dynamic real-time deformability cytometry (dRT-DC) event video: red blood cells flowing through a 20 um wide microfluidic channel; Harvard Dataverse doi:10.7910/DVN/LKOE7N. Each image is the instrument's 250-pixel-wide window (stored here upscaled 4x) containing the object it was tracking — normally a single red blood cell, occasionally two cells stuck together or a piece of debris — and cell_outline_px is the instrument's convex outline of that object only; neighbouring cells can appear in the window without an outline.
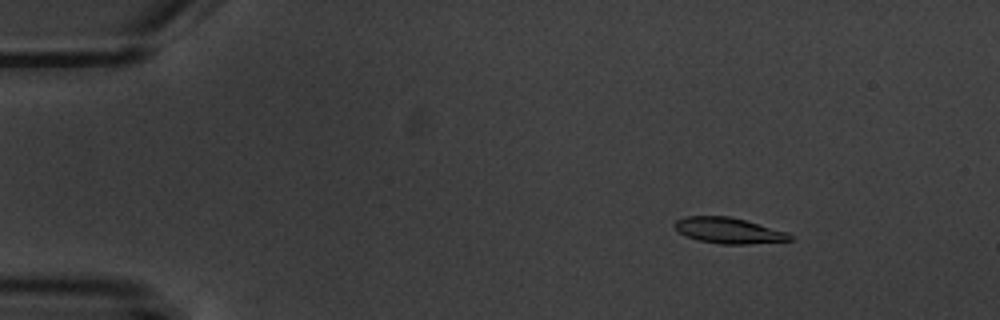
{"species": "common noctule bat (a hibernating species)", "species_latin": "Nyctalus noctula", "temperature_condition": "warm", "stored_images_in_passage": 7, "camera_frame_rate_fps": 3000, "um_per_image_px": 0.085, "animal": {"sex": "male", "body_mass_g": 20.1, "forearm_length_mm": 53.5}, "frame": {"image": 1, "passage_image": 3, "time_ms": 2.667, "image_size_px": [1000, 320], "cell_outline_px": [[792, 240], [748, 244], [720, 244], [700, 240], [688, 236], [680, 232], [672, 224], [676, 220], [684, 216], [728, 216], [744, 220], [788, 232], [792, 236]], "centroid_in_image_um": [61.93, 19.59], "position_along_channel_um": 23.1, "area_um2": 17.11}}
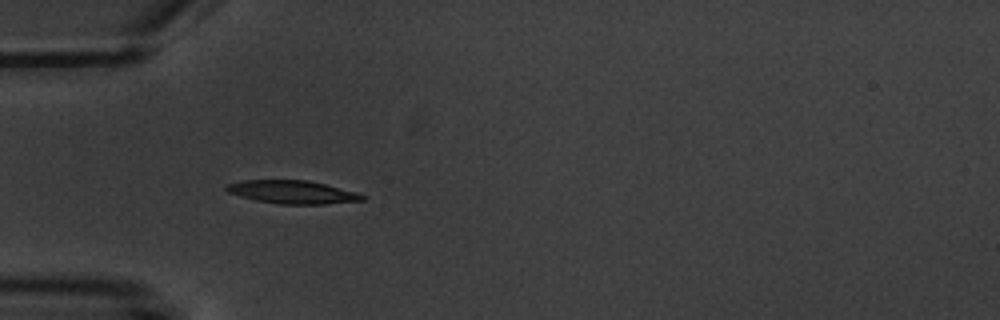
{"frame": {"image": 2, "passage_image": 5, "time_ms": 6.0, "image_size_px": [1000, 320], "cell_outline_px": [[368, 196], [364, 200], [324, 204], [280, 204], [256, 200], [240, 196], [228, 192], [224, 188], [228, 184], [244, 180], [308, 180], [356, 192]], "centroid_in_image_um": [24.87, 16.33], "position_along_channel_um": 60.1, "area_um2": 18.21}}